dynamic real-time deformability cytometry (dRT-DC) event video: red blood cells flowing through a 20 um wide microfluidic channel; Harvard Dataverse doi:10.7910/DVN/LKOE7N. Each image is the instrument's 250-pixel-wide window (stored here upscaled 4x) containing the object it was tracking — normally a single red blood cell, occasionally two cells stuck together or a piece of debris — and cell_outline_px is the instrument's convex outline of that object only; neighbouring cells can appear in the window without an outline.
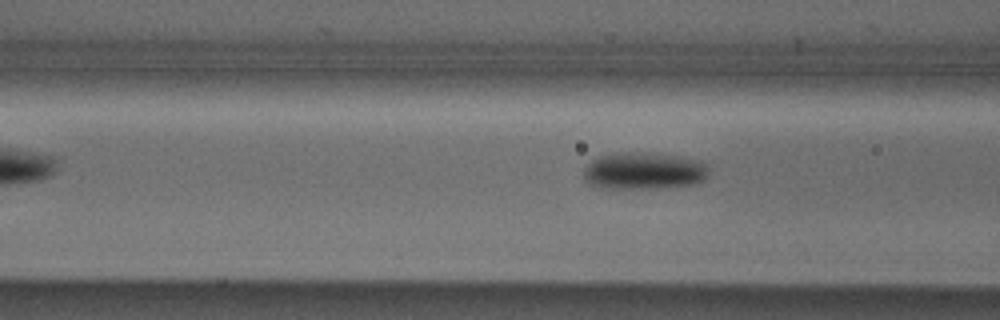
{"species": "Egyptian fruit bat (a non-hibernating species)", "species_latin": "Rousettus aegyptiacus", "temperature_condition": "cold", "stored_images_in_passage": 4, "camera_frame_rate_fps": 3000, "um_per_image_px": 0.085, "animal": {"sex": "male"}, "frame": {"image": 1, "passage_image": 4, "time_ms": 3.333, "image_size_px": [1000, 320], "cell_outline_px": [[708, 172], [700, 180], [692, 184], [640, 188], [604, 188], [592, 184], [584, 180], [584, 168], [592, 160], [600, 156], [620, 152], [640, 152], [680, 156], [700, 160], [708, 164]], "centroid_in_image_um": [54.7, 14.5], "position_along_channel_um": 111.9, "area_um2": 26.59}}